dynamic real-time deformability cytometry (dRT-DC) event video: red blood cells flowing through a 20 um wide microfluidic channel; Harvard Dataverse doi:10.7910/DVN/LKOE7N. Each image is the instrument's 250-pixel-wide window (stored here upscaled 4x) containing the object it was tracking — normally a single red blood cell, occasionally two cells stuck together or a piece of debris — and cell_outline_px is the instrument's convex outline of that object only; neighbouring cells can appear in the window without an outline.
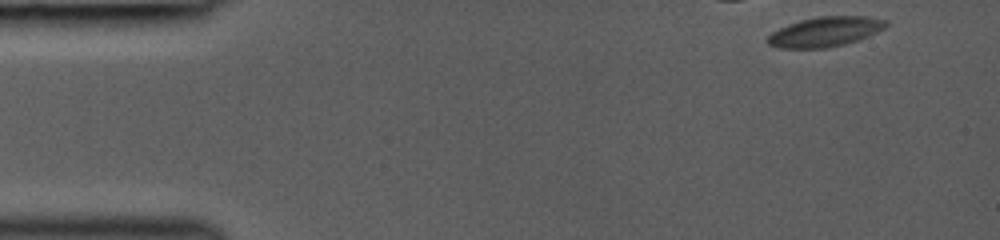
{"species": "common noctule bat (a hibernating species)", "species_latin": "Nyctalus noctula", "temperature_condition": "room temperature", "stored_images_in_passage": 15, "camera_frame_rate_fps": 3000, "um_per_image_px": 0.085, "animal": {"sex": "female", "body_mass_g": 19.0, "forearm_length_mm": 53.3}, "frame": {"image": 1, "passage_image": 1, "time_ms": 0.0, "image_size_px": [1000, 240], "cell_outline_px": [[888, 24], [884, 28], [868, 36], [844, 44], [824, 48], [780, 48], [768, 44], [764, 40], [772, 32], [788, 24], [800, 20], [820, 16], [868, 16], [888, 20]], "centroid_in_image_um": [70.12, 2.69], "position_along_channel_um": 14.9, "area_um2": 20.52}}